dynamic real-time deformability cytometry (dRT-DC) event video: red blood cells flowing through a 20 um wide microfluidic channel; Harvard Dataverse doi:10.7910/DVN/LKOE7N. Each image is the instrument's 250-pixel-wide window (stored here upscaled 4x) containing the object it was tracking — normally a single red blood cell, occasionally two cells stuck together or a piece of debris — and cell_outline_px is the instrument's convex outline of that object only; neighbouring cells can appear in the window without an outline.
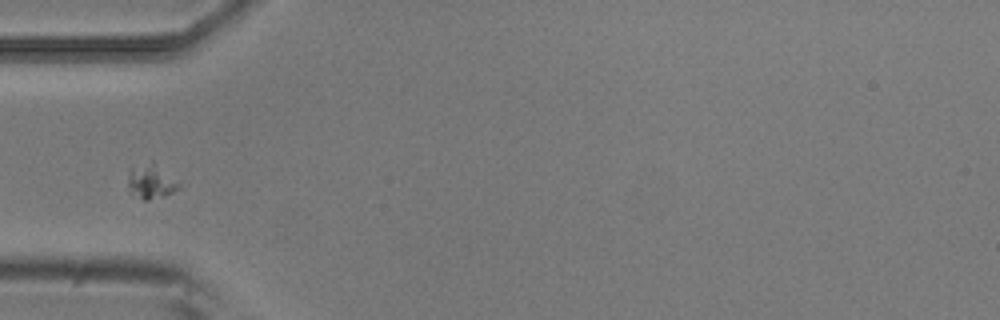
{"species": "common noctule bat (a hibernating species)", "species_latin": "Nyctalus noctula", "temperature_condition": "room temperature", "stored_images_in_passage": 4, "camera_frame_rate_fps": 3000, "um_per_image_px": 0.085, "animal": {"sex": "male", "body_mass_g": 20.5, "forearm_length_mm": 52.5}, "frame": {"image": 1, "passage_image": 4, "time_ms": 1.0, "image_size_px": [1000, 320], "cell_outline_px": [[180, 188], [164, 196], [148, 200], [144, 200], [132, 196], [128, 184], [128, 176], [132, 168], [152, 160], [180, 184]], "centroid_in_image_um": [12.82, 15.45], "position_along_channel_um": 72.2, "area_um2": 10.06}}